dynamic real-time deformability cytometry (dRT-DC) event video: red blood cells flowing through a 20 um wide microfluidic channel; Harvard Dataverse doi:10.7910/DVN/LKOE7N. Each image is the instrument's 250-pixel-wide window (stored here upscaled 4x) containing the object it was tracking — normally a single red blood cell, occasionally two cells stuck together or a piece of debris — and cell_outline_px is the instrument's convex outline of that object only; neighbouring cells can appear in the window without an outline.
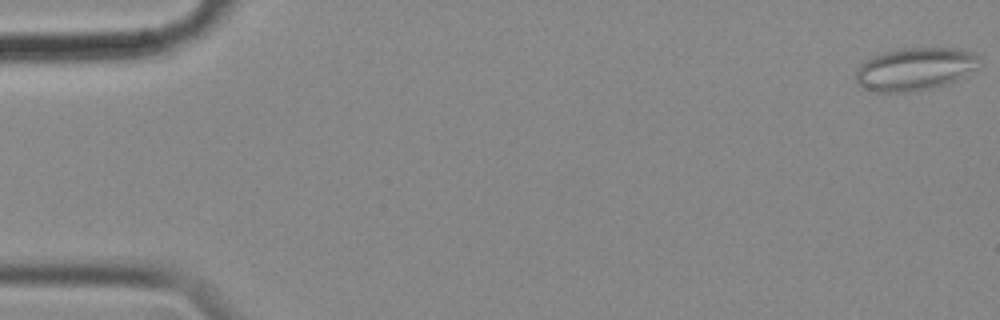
{"species": "common noctule bat (a hibernating species)", "species_latin": "Nyctalus noctula", "temperature_condition": "cold", "stored_images_in_passage": 57, "camera_frame_rate_fps": 3000, "um_per_image_px": 0.085, "animal": {"sex": "female", "body_mass_g": 18.4}, "frame": {"image": 1, "passage_image": 1, "time_ms": 0.0, "image_size_px": [1000, 320], "cell_outline_px": [[980, 56], [976, 68], [964, 76], [956, 80], [932, 88], [908, 92], [876, 92], [856, 84], [856, 68], [864, 60], [872, 56], [884, 52], [904, 48], [960, 48], [972, 52]], "centroid_in_image_um": [77.75, 5.86], "position_along_channel_um": 7.3, "area_um2": 30.87}}
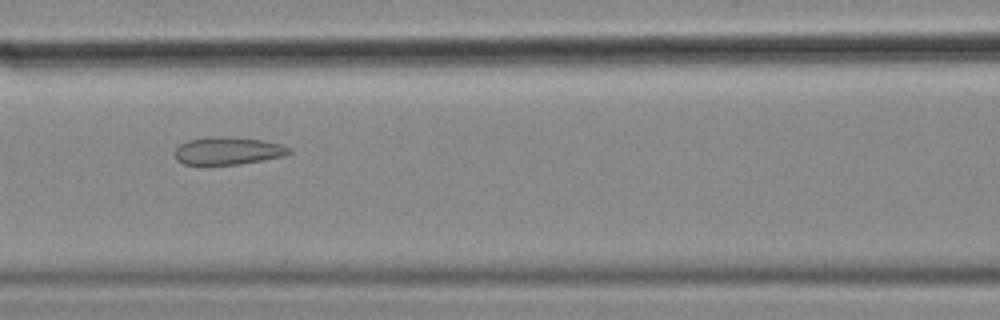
{"frame": {"image": 2, "passage_image": 25, "time_ms": 8.0, "image_size_px": [1000, 320], "cell_outline_px": [[292, 152], [288, 156], [240, 164], [184, 164], [176, 160], [176, 148], [180, 144], [188, 140], [208, 136], [224, 136], [264, 140], [280, 144], [292, 148]], "centroid_in_image_um": [19.44, 12.81], "position_along_channel_um": 147.2, "area_um2": 18.61}}
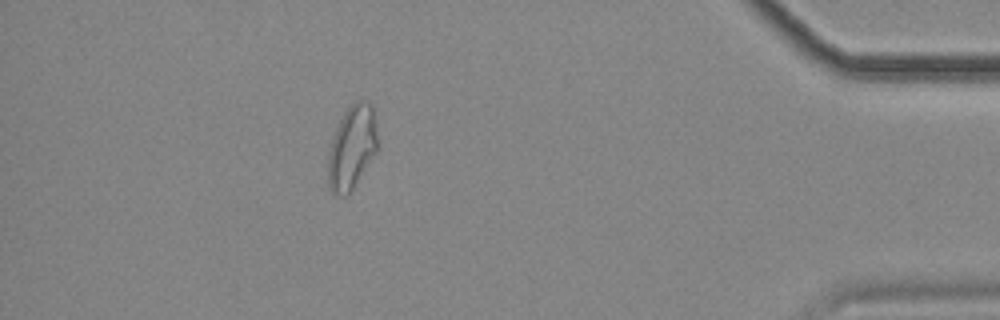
{"frame": {"image": 3, "passage_image": 51, "time_ms": 16.667, "image_size_px": [1000, 320], "cell_outline_px": [[380, 148], [352, 188], [344, 196], [340, 196], [332, 192], [328, 184], [328, 152], [332, 136], [344, 112], [356, 100], [360, 100], [368, 104], [372, 108], [376, 124]], "centroid_in_image_um": [29.92, 12.53], "position_along_channel_um": 405.3, "area_um2": 24.16}, "authors_computed_cell_mechanics": {"area_um2": 22.0796, "velocity_mm_per_s": 3.5279, "shape_relaxation_time_tau1_ms": null, "shape_relaxation_time_tau2_ms": 1.7846, "deformation_change_tau1": null, "deformation_change_tau2": 0.0888}}